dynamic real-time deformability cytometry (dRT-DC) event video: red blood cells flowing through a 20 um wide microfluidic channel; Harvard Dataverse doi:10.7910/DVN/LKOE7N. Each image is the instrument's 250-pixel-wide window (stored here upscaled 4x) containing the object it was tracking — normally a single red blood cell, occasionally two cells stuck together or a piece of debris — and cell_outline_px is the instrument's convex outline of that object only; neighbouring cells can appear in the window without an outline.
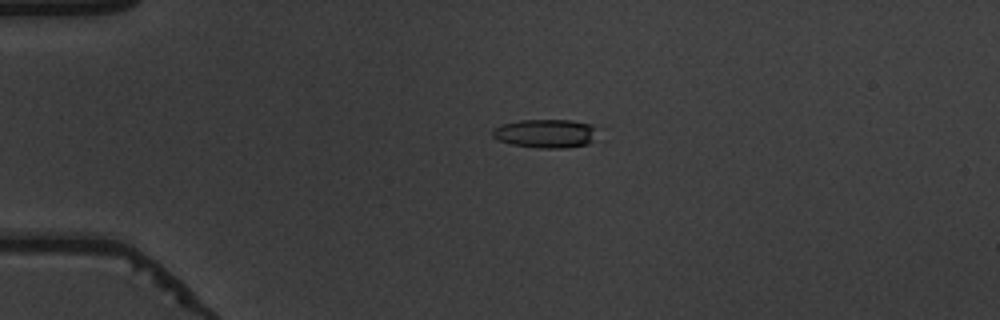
{"species": "common noctule bat (a hibernating species)", "species_latin": "Nyctalus noctula", "temperature_condition": "warm", "stored_images_in_passage": 48, "camera_frame_rate_fps": 3000, "um_per_image_px": 0.085, "animal": {"sex": "male", "body_mass_g": 19.5, "forearm_length_mm": 54.6}, "frame": {"image": 1, "passage_image": 7, "time_ms": 2.0, "image_size_px": [1000, 320], "cell_outline_px": [[592, 140], [588, 144], [568, 148], [536, 148], [512, 144], [500, 140], [492, 136], [492, 128], [500, 124], [520, 120], [572, 120], [592, 124]], "centroid_in_image_um": [46.3, 11.34], "position_along_channel_um": 38.7, "area_um2": 17.4}}
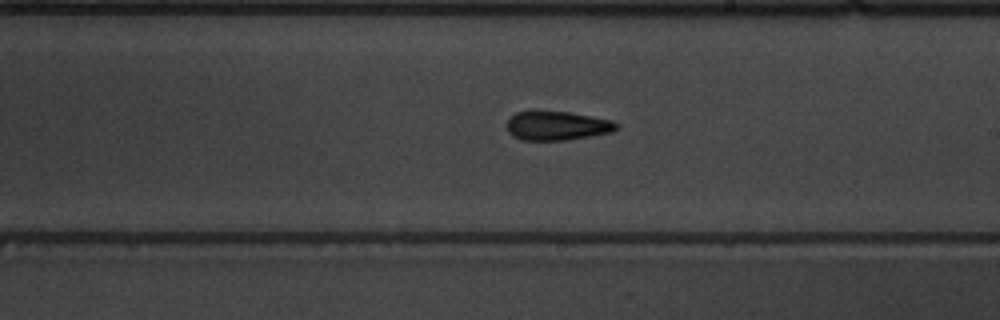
{"frame": {"image": 2, "passage_image": 26, "time_ms": 8.333, "image_size_px": [1000, 320], "cell_outline_px": [[620, 128], [612, 132], [564, 140], [524, 140], [512, 136], [508, 132], [508, 120], [516, 112], [568, 112], [592, 116], [612, 120], [620, 124]], "centroid_in_image_um": [47.4, 10.69], "position_along_channel_um": 241.6, "area_um2": 18.32}}
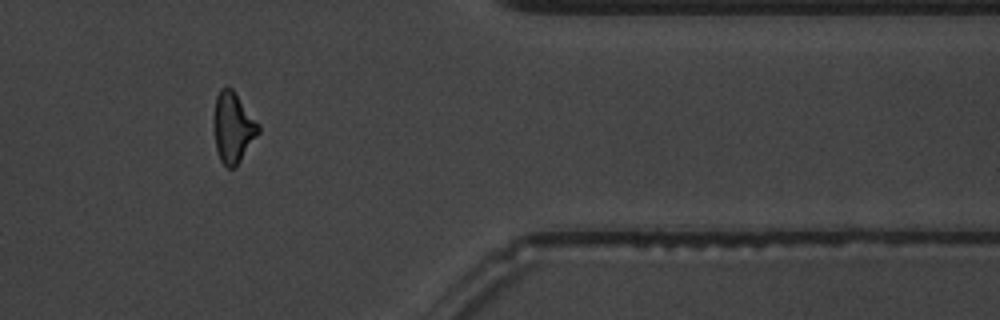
{"frame": {"image": 3, "passage_image": 39, "time_ms": 12.667, "image_size_px": [1000, 320], "cell_outline_px": [[260, 132], [236, 168], [228, 168], [220, 160], [216, 148], [212, 128], [212, 116], [216, 96], [220, 88], [228, 84], [232, 88], [260, 124]], "centroid_in_image_um": [19.79, 10.81], "position_along_channel_um": 391.6, "area_um2": 19.02}, "authors_computed_cell_mechanics": {"area_um2": 18.496, "velocity_mm_per_s": 3.8583, "shape_relaxation_time_tau1_ms": 7.7421, "shape_relaxation_time_tau2_ms": 3.0161, "deformation_change_tau1": 0.2142, "deformation_change_tau2": 0.135}}